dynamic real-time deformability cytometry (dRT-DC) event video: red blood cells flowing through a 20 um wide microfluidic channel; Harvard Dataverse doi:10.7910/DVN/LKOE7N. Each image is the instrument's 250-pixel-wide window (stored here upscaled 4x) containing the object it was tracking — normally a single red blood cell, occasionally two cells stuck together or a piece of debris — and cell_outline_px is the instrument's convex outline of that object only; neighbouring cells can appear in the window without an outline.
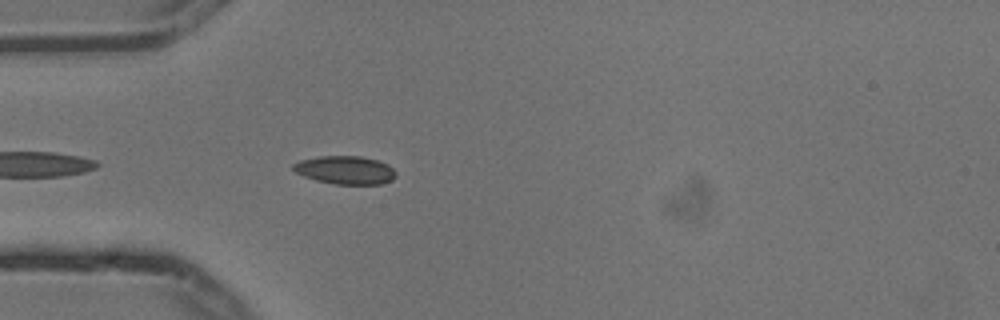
{"species": "common noctule bat (a hibernating species)", "species_latin": "Nyctalus noctula", "temperature_condition": "cold", "stored_images_in_passage": 2, "camera_frame_rate_fps": 3000, "um_per_image_px": 0.085, "animal": {"sex": "male", "body_mass_g": 13.3}, "frame": {"image": 1, "passage_image": 2, "time_ms": 0.333, "image_size_px": [1000, 320], "cell_outline_px": [[396, 176], [392, 180], [380, 184], [336, 184], [316, 180], [304, 176], [296, 172], [292, 168], [292, 164], [300, 160], [320, 156], [360, 156], [376, 160], [388, 164], [396, 172]], "centroid_in_image_um": [29.35, 14.45], "position_along_channel_um": 55.7, "area_um2": 16.82}}